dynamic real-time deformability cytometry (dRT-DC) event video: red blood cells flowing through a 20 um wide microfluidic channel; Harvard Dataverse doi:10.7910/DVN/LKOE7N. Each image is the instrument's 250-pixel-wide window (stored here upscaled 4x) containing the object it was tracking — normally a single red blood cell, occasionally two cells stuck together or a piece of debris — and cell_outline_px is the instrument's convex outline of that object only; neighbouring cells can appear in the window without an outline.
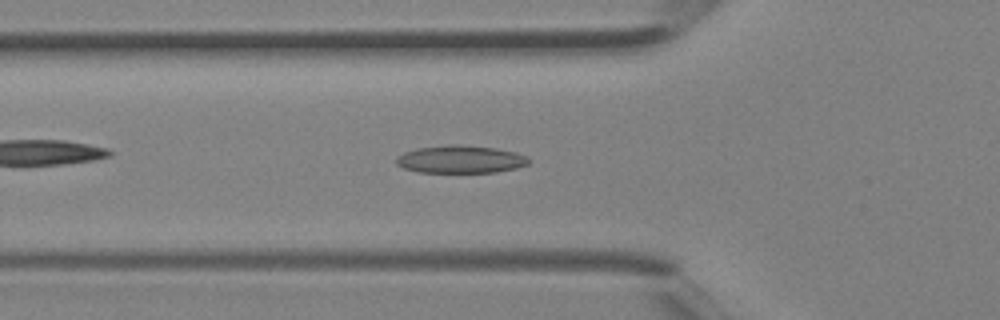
{"species": "Egyptian fruit bat (a non-hibernating species)", "species_latin": "Rousettus aegyptiacus", "temperature_condition": "room temperature", "stored_images_in_passage": 31, "camera_frame_rate_fps": 3000, "um_per_image_px": 0.085, "animal": {"sex": "female"}, "frame": {"image": 1, "passage_image": 5, "time_ms": 1.333, "image_size_px": [1000, 320], "cell_outline_px": [[532, 160], [528, 164], [516, 168], [496, 172], [420, 172], [404, 168], [396, 164], [396, 156], [404, 152], [416, 148], [448, 144], [456, 144], [496, 148], [516, 152], [528, 156]], "centroid_in_image_um": [39.16, 13.53], "position_along_channel_um": 86.6, "area_um2": 21.56}}
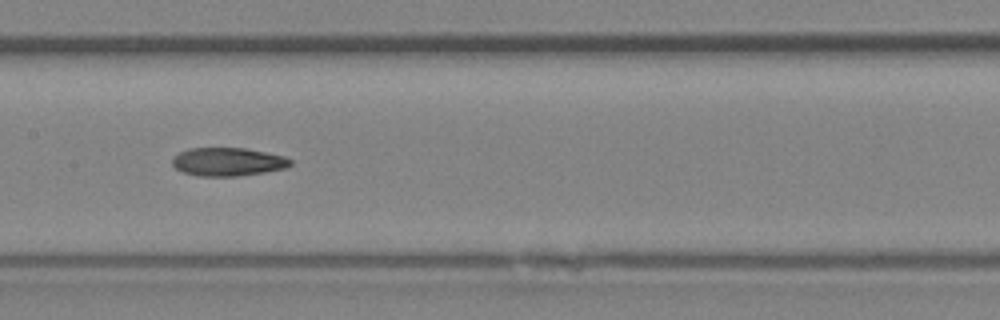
{"frame": {"image": 2, "passage_image": 11, "time_ms": 3.333, "image_size_px": [1000, 320], "cell_outline_px": [[292, 164], [288, 168], [264, 172], [236, 176], [196, 176], [184, 172], [176, 168], [172, 164], [172, 156], [188, 148], [244, 148], [284, 156], [292, 160]], "centroid_in_image_um": [19.36, 13.75], "position_along_channel_um": 188.0, "area_um2": 19.54}}
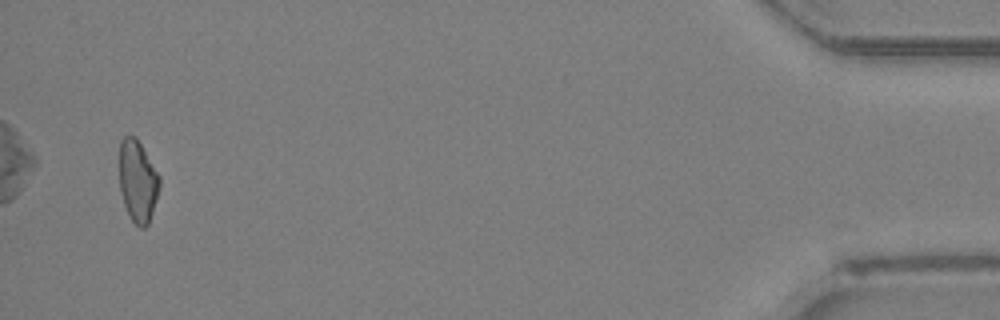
{"frame": {"image": 3, "passage_image": 30, "time_ms": 9.667, "image_size_px": [1000, 320], "cell_outline_px": [[160, 188], [148, 224], [144, 228], [140, 228], [128, 216], [120, 192], [120, 140], [124, 136], [136, 136], [160, 176]], "centroid_in_image_um": [11.71, 15.4], "position_along_channel_um": 423.5, "area_um2": 19.19}}